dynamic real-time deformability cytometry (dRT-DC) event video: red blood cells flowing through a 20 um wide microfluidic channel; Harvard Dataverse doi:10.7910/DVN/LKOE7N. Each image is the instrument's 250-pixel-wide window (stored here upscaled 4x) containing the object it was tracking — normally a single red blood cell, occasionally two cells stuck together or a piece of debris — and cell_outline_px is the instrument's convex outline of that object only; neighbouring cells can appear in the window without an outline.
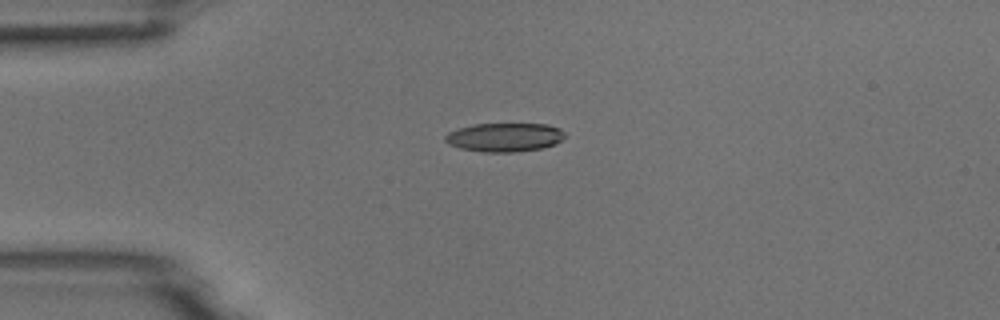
{"species": "common noctule bat (a hibernating species)", "species_latin": "Nyctalus noctula", "temperature_condition": "room temperature", "stored_images_in_passage": 3, "camera_frame_rate_fps": 3000, "um_per_image_px": 0.085, "animal": {"sex": "male", "body_mass_g": 18.8}, "frame": {"image": 1, "passage_image": 1, "time_ms": 0.0, "image_size_px": [1000, 320], "cell_outline_px": [[564, 136], [556, 144], [544, 148], [516, 152], [484, 152], [460, 148], [448, 144], [444, 140], [444, 136], [448, 132], [472, 124], [548, 124], [560, 128], [564, 132]], "centroid_in_image_um": [42.89, 11.67], "position_along_channel_um": 42.1, "area_um2": 20.17}}